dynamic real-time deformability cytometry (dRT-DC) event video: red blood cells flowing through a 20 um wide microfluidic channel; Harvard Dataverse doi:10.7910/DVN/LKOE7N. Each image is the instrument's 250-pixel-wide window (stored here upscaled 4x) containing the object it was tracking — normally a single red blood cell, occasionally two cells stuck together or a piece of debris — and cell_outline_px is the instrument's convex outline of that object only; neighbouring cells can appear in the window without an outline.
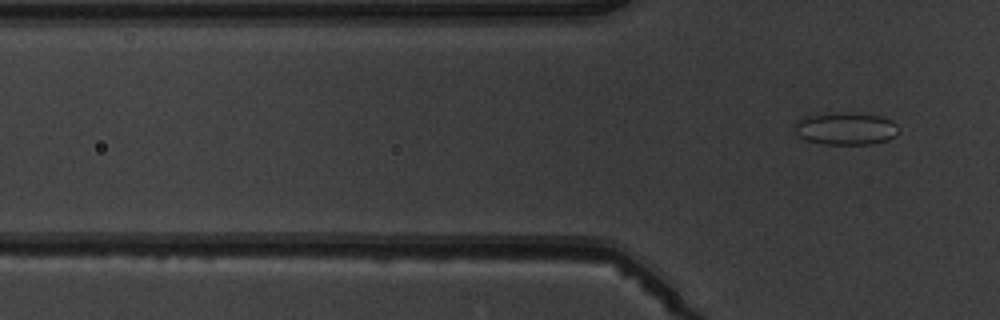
{"species": "common noctule bat (a hibernating species)", "species_latin": "Nyctalus noctula", "temperature_condition": "warm", "stored_images_in_passage": 3, "camera_frame_rate_fps": 3000, "um_per_image_px": 0.085, "animal": {"sex": "male", "body_mass_g": 19.5, "forearm_length_mm": 54.6}, "frame": {"image": 1, "passage_image": 3, "time_ms": 3.0, "image_size_px": [1000, 320], "cell_outline_px": [[896, 136], [888, 140], [872, 144], [824, 144], [808, 140], [800, 136], [796, 132], [792, 124], [796, 120], [812, 116], [836, 112], [880, 116], [892, 120], [896, 124]], "centroid_in_image_um": [71.88, 10.94], "position_along_channel_um": 53.9, "area_um2": 19.36}}